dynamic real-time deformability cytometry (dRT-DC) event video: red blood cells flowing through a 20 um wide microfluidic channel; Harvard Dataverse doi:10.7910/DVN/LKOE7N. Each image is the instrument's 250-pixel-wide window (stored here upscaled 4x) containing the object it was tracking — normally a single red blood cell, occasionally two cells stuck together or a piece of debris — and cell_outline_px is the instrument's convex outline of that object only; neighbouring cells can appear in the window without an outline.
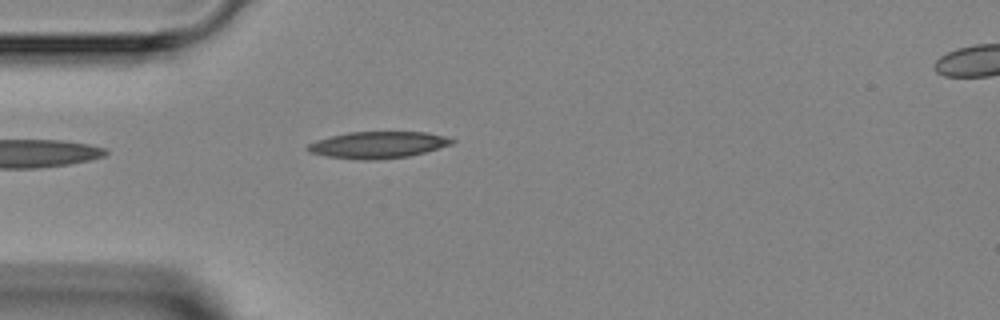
{"species": "Egyptian fruit bat (a non-hibernating species)", "species_latin": "Rousettus aegyptiacus", "temperature_condition": "room temperature", "stored_images_in_passage": 4, "segment_of_instrument_passage": [1, 2], "camera_frame_rate_fps": 3000, "um_per_image_px": 0.085, "animal": {"sex": "female"}, "frame": {"image": 1, "passage_image": 3, "time_ms": 3.0, "image_size_px": [1000, 320], "cell_outline_px": [[456, 140], [452, 144], [424, 152], [408, 156], [372, 160], [364, 160], [328, 156], [308, 152], [304, 148], [308, 144], [316, 140], [348, 132], [428, 132], [444, 136]], "centroid_in_image_um": [32.1, 12.31], "position_along_channel_um": 52.9, "area_um2": 22.25}}